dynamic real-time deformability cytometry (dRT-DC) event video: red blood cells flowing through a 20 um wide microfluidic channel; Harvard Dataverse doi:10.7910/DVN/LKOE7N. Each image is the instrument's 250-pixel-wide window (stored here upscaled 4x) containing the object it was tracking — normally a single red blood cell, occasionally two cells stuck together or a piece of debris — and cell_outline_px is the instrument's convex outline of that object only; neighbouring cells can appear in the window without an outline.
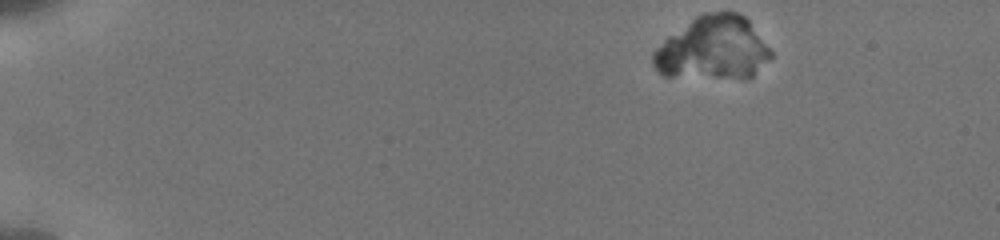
{"species": "human", "species_latin": "Homo sapiens", "temperature_condition": "cold", "stored_images_in_passage": 7, "camera_frame_rate_fps": 3000, "um_per_image_px": 0.085, "donor": {"sex": "male"}, "frame": {"image": 1, "passage_image": 1, "time_ms": 0.0, "image_size_px": [1000, 240], "cell_outline_px": [[772, 56], [752, 76], [744, 80], [664, 76], [652, 64], [652, 52], [668, 36], [696, 16], [704, 12], [736, 12], [744, 16], [748, 20], [772, 52]], "centroid_in_image_um": [60.58, 4.14], "position_along_channel_um": 24.4, "area_um2": 43.7}}